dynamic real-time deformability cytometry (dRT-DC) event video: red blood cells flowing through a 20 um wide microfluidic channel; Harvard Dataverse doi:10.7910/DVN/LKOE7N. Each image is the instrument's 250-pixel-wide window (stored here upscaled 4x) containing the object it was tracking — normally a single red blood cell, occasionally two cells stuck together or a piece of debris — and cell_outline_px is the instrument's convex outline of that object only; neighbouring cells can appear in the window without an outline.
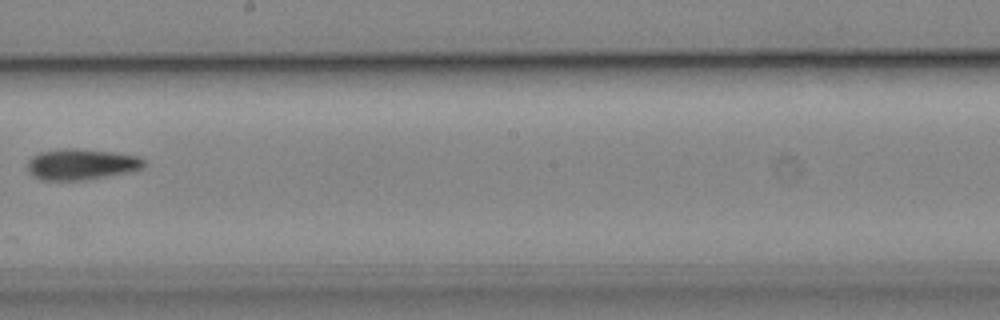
{"species": "common noctule bat (a hibernating species)", "species_latin": "Nyctalus noctula", "temperature_condition": "cold", "stored_images_in_passage": 13, "camera_frame_rate_fps": 3000, "um_per_image_px": 0.085, "animal": {"sex": "male", "body_mass_g": 19.2, "forearm_length_mm": 51.8}, "frame": {"image": 1, "passage_image": 8, "time_ms": 9.667, "image_size_px": [1000, 320], "cell_outline_px": [[148, 164], [144, 168], [132, 172], [84, 180], [40, 180], [28, 172], [28, 160], [32, 156], [40, 152], [60, 148], [80, 148], [112, 152], [140, 156]], "centroid_in_image_um": [6.95, 13.96], "position_along_channel_um": 241.2, "area_um2": 21.44}}
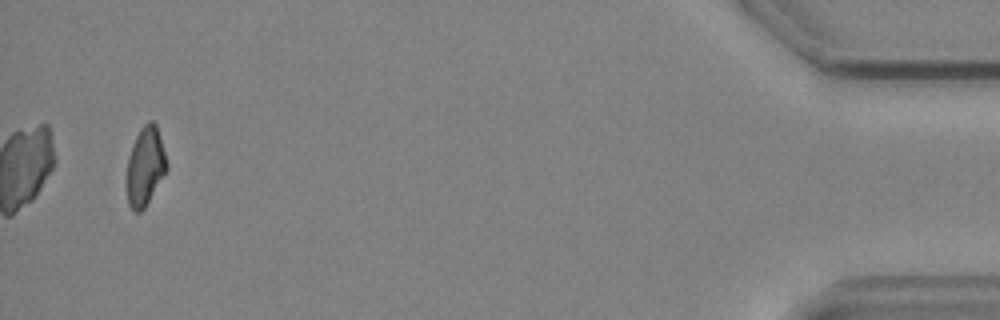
{"frame": {"image": 2, "passage_image": 13, "time_ms": 16.667, "image_size_px": [1000, 320], "cell_outline_px": [[168, 168], [144, 208], [140, 212], [132, 212], [128, 204], [124, 184], [128, 156], [132, 144], [140, 128], [148, 120], [152, 120], [156, 124], [160, 136], [168, 164]], "centroid_in_image_um": [12.3, 14.16], "position_along_channel_um": 422.9, "area_um2": 18.84}}